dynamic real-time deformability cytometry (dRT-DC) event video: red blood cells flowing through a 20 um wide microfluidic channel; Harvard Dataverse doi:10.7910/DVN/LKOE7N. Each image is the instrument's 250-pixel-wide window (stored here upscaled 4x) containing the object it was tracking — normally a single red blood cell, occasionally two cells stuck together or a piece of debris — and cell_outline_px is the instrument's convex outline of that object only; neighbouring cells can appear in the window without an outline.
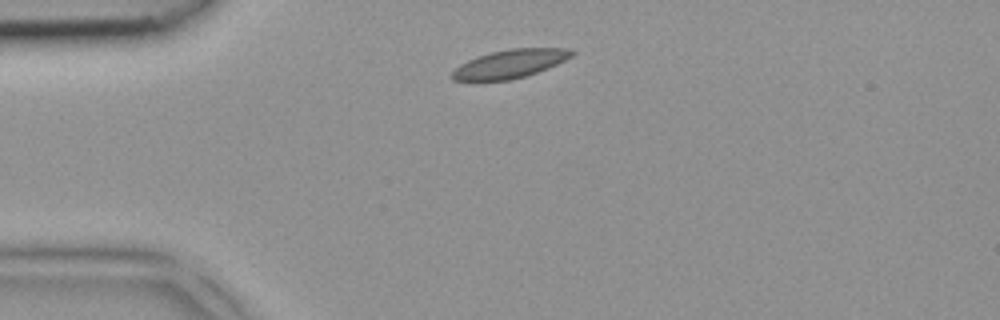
{"species": "common noctule bat (a hibernating species)", "species_latin": "Nyctalus noctula", "temperature_condition": "room temperature", "stored_images_in_passage": 2, "camera_frame_rate_fps": 3000, "um_per_image_px": 0.085, "animal": {"sex": "female", "body_mass_g": 18.4}, "frame": {"image": 1, "passage_image": 1, "time_ms": 0.0, "image_size_px": [1000, 320], "cell_outline_px": [[576, 52], [572, 56], [548, 68], [524, 76], [508, 80], [452, 80], [452, 72], [460, 64], [468, 60], [492, 52], [508, 48], [564, 48]], "centroid_in_image_um": [43.36, 5.41], "position_along_channel_um": 41.6, "area_um2": 19.42}}